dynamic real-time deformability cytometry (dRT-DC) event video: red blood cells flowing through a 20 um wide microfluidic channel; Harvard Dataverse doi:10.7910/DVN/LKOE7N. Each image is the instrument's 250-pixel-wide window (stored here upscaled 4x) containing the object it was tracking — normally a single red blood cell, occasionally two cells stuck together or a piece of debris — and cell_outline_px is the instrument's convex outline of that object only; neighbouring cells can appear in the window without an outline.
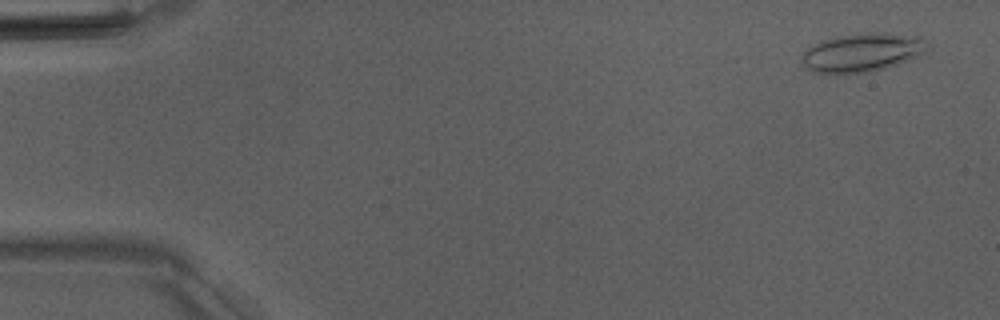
{"species": "Egyptian fruit bat (a non-hibernating species)", "species_latin": "Rousettus aegyptiacus", "temperature_condition": "room temperature", "stored_images_in_passage": 52, "camera_frame_rate_fps": 3000, "um_per_image_px": 0.085, "animal": {"sex": "male"}, "frame": {"image": 1, "passage_image": 3, "time_ms": 0.667, "image_size_px": [1000, 320], "cell_outline_px": [[928, 44], [916, 56], [896, 64], [872, 72], [836, 76], [812, 72], [800, 60], [800, 56], [808, 48], [824, 40], [836, 36], [864, 32], [880, 32], [920, 36]], "centroid_in_image_um": [73.19, 4.49], "position_along_channel_um": 11.8, "area_um2": 28.5}}
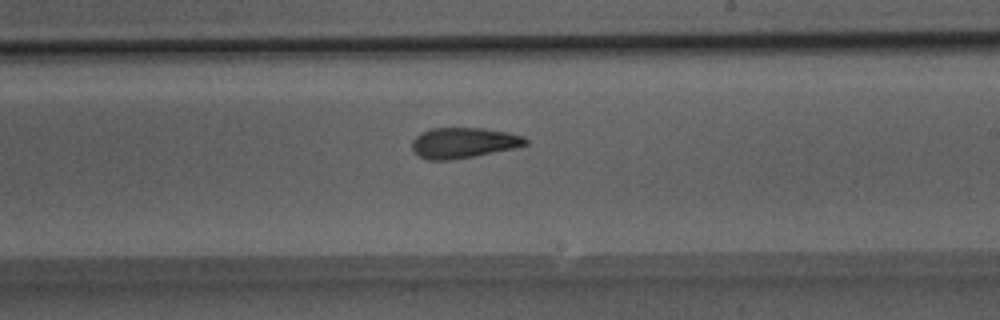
{"frame": {"image": 2, "passage_image": 31, "time_ms": 10.0, "image_size_px": [1000, 320], "cell_outline_px": [[528, 144], [512, 148], [472, 156], [448, 160], [428, 160], [420, 156], [412, 148], [412, 140], [420, 132], [432, 128], [484, 128], [508, 132], [524, 136], [528, 140]], "centroid_in_image_um": [39.38, 12.12], "position_along_channel_um": 249.6, "area_um2": 20.0}}
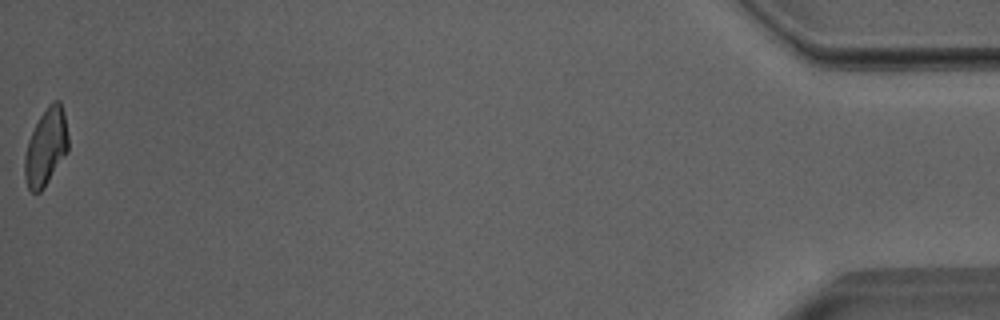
{"frame": {"image": 3, "passage_image": 52, "time_ms": 17.0, "image_size_px": [1000, 320], "cell_outline_px": [[68, 152], [44, 188], [40, 192], [32, 192], [28, 188], [24, 176], [24, 156], [28, 140], [40, 116], [48, 104], [52, 100], [60, 100], [64, 112], [68, 136]], "centroid_in_image_um": [3.91, 12.5], "position_along_channel_um": 431.3, "area_um2": 19.71}, "authors_computed_cell_mechanics": {"area_um2": 20.8947, "velocity_mm_per_s": 4.0049, "shape_relaxation_time_tau1_ms": 7.0336, "shape_relaxation_time_tau2_ms": 3.8564, "deformation_change_tau1": 0.1776, "deformation_change_tau2": 0.0999}}